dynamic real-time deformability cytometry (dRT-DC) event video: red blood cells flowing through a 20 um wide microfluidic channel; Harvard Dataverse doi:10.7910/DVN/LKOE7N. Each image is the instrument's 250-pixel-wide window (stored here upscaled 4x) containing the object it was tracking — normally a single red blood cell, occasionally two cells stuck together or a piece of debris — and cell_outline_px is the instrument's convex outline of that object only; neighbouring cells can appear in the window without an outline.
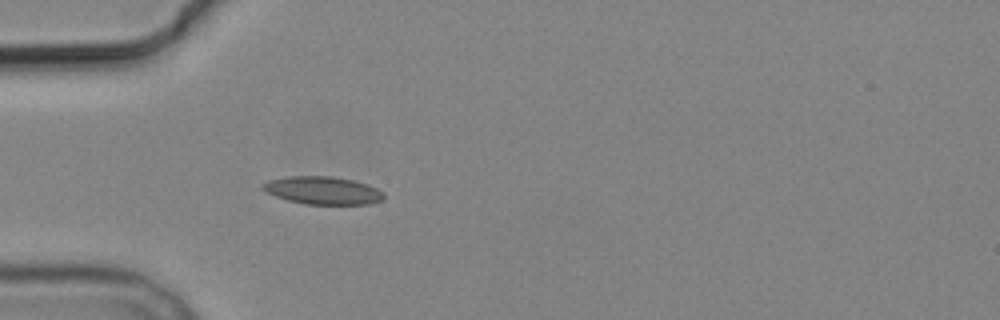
{"species": "common noctule bat (a hibernating species)", "species_latin": "Nyctalus noctula", "temperature_condition": "cold", "stored_images_in_passage": 6, "camera_frame_rate_fps": 3000, "um_per_image_px": 0.085, "animal": {"sex": "male", "body_mass_g": 19.2, "forearm_length_mm": 51.8}, "frame": {"image": 1, "passage_image": 6, "time_ms": 5.667, "image_size_px": [1000, 320], "cell_outline_px": [[384, 200], [368, 204], [304, 204], [288, 200], [264, 192], [260, 188], [260, 184], [268, 180], [288, 176], [332, 176], [352, 180], [368, 184], [384, 192]], "centroid_in_image_um": [27.41, 16.18], "position_along_channel_um": 57.6, "area_um2": 19.83}}